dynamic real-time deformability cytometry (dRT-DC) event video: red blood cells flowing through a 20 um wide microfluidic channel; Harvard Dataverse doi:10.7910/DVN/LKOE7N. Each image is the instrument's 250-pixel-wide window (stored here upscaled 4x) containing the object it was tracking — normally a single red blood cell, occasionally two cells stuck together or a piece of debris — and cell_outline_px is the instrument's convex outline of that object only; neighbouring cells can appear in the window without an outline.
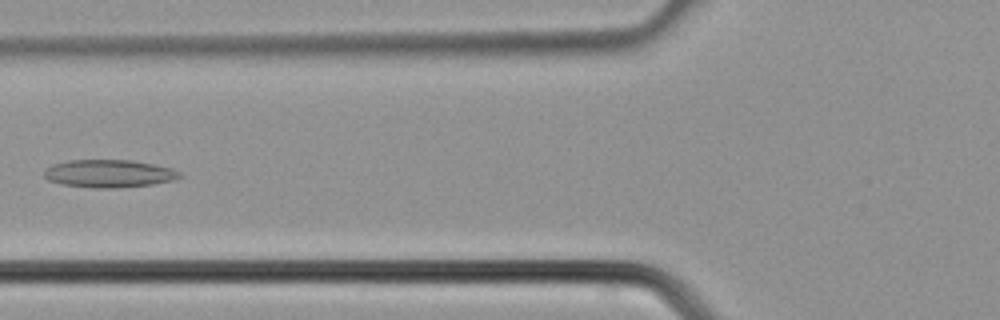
{"species": "common noctule bat (a hibernating species)", "species_latin": "Nyctalus noctula", "temperature_condition": "cold", "stored_images_in_passage": 28, "camera_frame_rate_fps": 3000, "um_per_image_px": 0.085, "animal": {"sex": "male", "body_mass_g": 21.5, "forearm_length_mm": 52.0}, "frame": {"image": 1, "passage_image": 8, "time_ms": 2.333, "image_size_px": [1000, 320], "cell_outline_px": [[184, 176], [172, 180], [152, 184], [112, 188], [92, 188], [64, 184], [48, 180], [44, 176], [44, 168], [52, 164], [68, 160], [132, 160], [172, 168], [180, 172]], "centroid_in_image_um": [9.24, 14.74], "position_along_channel_um": 116.6, "area_um2": 21.91}}
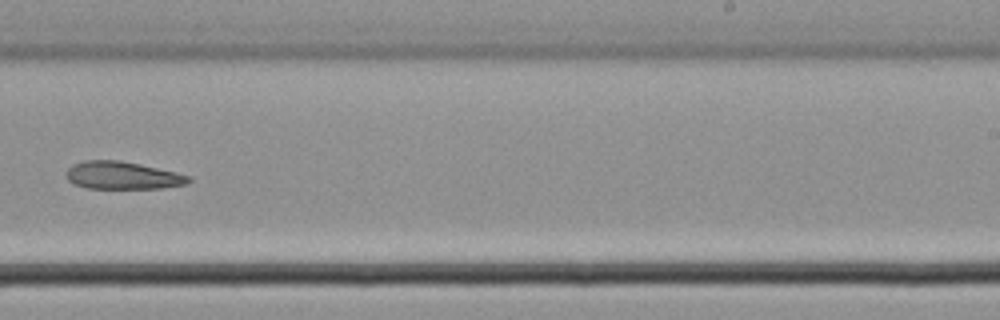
{"frame": {"image": 2, "passage_image": 17, "time_ms": 5.333, "image_size_px": [1000, 320], "cell_outline_px": [[192, 180], [188, 184], [160, 188], [88, 188], [72, 184], [68, 180], [68, 168], [72, 164], [84, 160], [116, 160], [140, 164], [176, 172], [192, 176]], "centroid_in_image_um": [10.44, 14.91], "position_along_channel_um": 278.6, "area_um2": 19.71}}
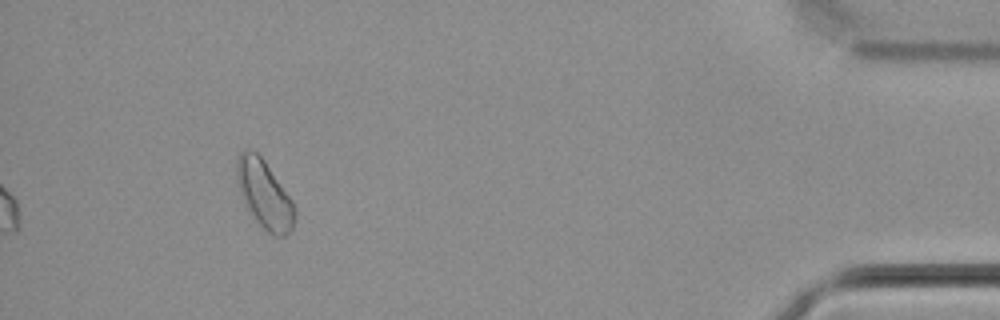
{"frame": {"image": 3, "passage_image": 28, "time_ms": 9.0, "image_size_px": [1000, 320], "cell_outline_px": [[296, 216], [292, 228], [284, 236], [272, 236], [256, 220], [244, 204], [236, 180], [236, 160], [240, 152], [244, 148], [248, 148], [256, 152], [264, 160], [292, 200], [296, 208]], "centroid_in_image_um": [22.46, 16.5], "position_along_channel_um": 412.7, "area_um2": 23.0}}